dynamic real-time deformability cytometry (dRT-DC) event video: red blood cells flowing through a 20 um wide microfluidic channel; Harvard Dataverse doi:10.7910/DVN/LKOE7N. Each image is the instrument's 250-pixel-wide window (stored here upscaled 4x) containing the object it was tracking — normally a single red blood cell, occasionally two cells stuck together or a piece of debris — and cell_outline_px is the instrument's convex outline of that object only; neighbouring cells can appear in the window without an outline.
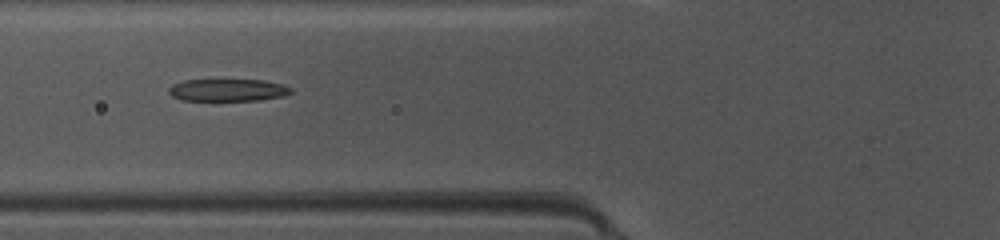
{"species": "common noctule bat (a hibernating species)", "species_latin": "Nyctalus noctula", "temperature_condition": "warm", "stored_images_in_passage": 31, "camera_frame_rate_fps": 3000, "um_per_image_px": 0.085, "animal": {"sex": "female", "body_mass_g": 10.0, "forearm_length_mm": 53.1}, "frame": {"image": 1, "passage_image": 4, "time_ms": 1.0, "image_size_px": [1000, 240], "cell_outline_px": [[292, 92], [284, 96], [260, 100], [184, 100], [172, 96], [168, 92], [168, 88], [172, 84], [184, 80], [264, 80], [280, 84], [292, 88]], "centroid_in_image_um": [19.35, 7.65], "position_along_channel_um": 106.4, "area_um2": 15.78}}
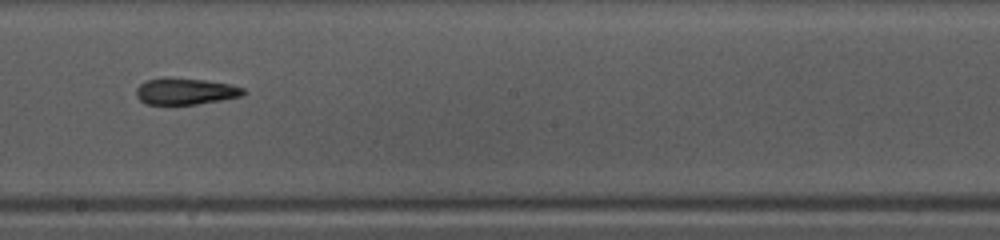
{"frame": {"image": 2, "passage_image": 13, "time_ms": 4.0, "image_size_px": [1000, 240], "cell_outline_px": [[244, 96], [196, 104], [144, 104], [136, 96], [136, 88], [140, 84], [148, 80], [164, 76], [204, 80], [228, 84], [244, 88]], "centroid_in_image_um": [15.72, 7.75], "position_along_channel_um": 232.5, "area_um2": 16.59}}
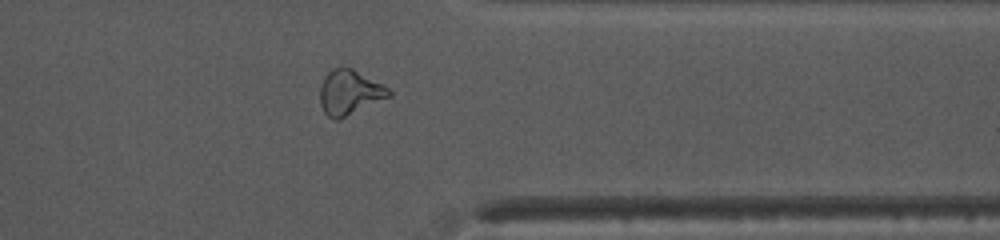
{"frame": {"image": 3, "passage_image": 24, "time_ms": 7.667, "image_size_px": [1000, 240], "cell_outline_px": [[392, 96], [336, 120], [332, 120], [324, 112], [320, 104], [320, 84], [324, 76], [332, 68], [352, 68], [388, 88], [392, 92]], "centroid_in_image_um": [29.68, 7.86], "position_along_channel_um": 381.7, "area_um2": 17.8}}